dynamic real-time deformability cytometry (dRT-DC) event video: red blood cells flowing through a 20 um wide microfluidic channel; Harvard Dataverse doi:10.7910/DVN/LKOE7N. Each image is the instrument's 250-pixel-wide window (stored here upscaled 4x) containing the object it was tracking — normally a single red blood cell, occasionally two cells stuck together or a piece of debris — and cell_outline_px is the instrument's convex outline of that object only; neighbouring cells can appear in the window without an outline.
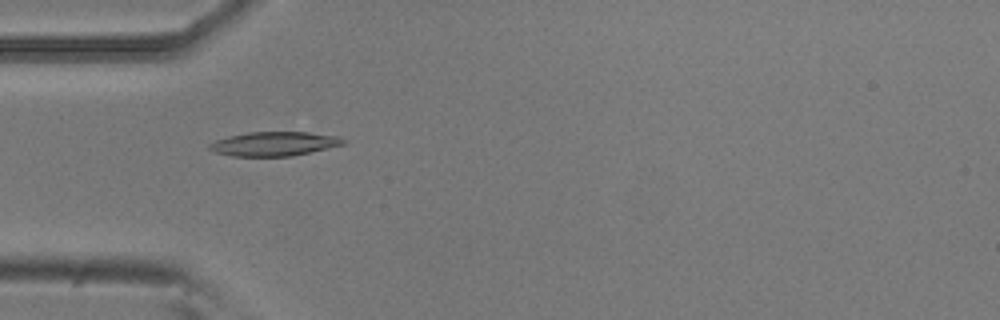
{"species": "common noctule bat (a hibernating species)", "species_latin": "Nyctalus noctula", "temperature_condition": "room temperature", "stored_images_in_passage": 49, "camera_frame_rate_fps": 3000, "um_per_image_px": 0.085, "animal": {"sex": "male", "body_mass_g": 20.5, "forearm_length_mm": 52.5}, "frame": {"image": 1, "passage_image": 12, "time_ms": 3.667, "image_size_px": [1000, 320], "cell_outline_px": [[348, 140], [344, 144], [292, 156], [232, 156], [216, 152], [208, 148], [208, 144], [216, 140], [228, 136], [248, 132], [308, 132], [340, 136]], "centroid_in_image_um": [23.33, 12.21], "position_along_channel_um": 61.7, "area_um2": 18.84}}
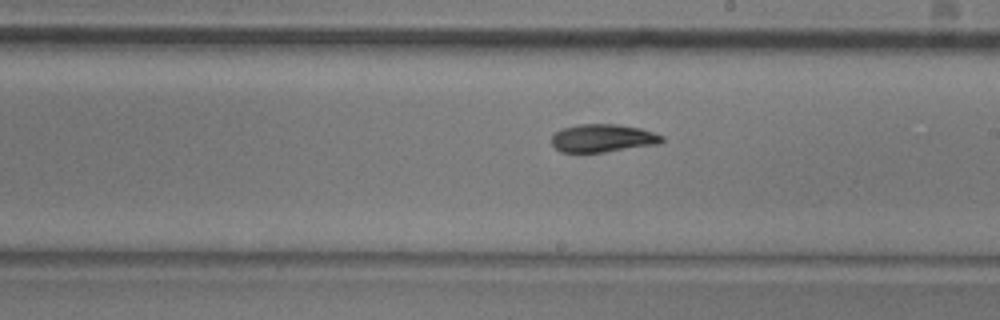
{"frame": {"image": 2, "passage_image": 26, "time_ms": 8.333, "image_size_px": [1000, 320], "cell_outline_px": [[664, 140], [656, 144], [604, 152], [560, 152], [552, 144], [552, 136], [556, 132], [564, 128], [580, 124], [620, 124], [640, 128], [664, 136]], "centroid_in_image_um": [51.23, 11.74], "position_along_channel_um": 237.8, "area_um2": 17.8}}
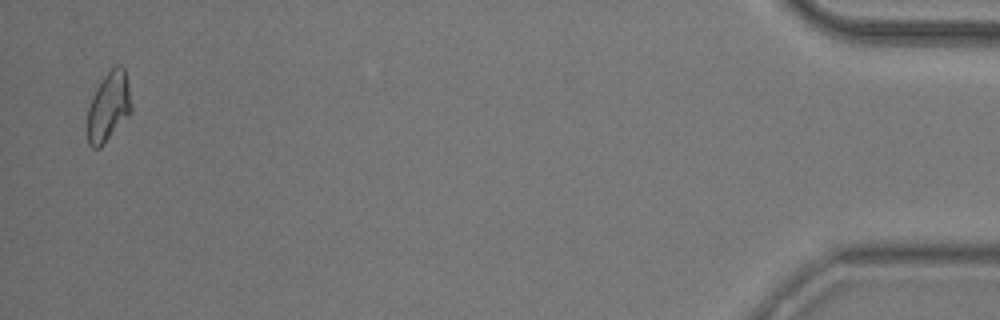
{"frame": {"image": 3, "passage_image": 48, "time_ms": 15.667, "image_size_px": [1000, 320], "cell_outline_px": [[132, 112], [104, 144], [100, 148], [92, 148], [88, 144], [88, 108], [92, 96], [96, 88], [104, 76], [116, 64], [120, 64], [124, 68], [128, 84], [132, 108]], "centroid_in_image_um": [9.24, 9.08], "position_along_channel_um": 426.0, "area_um2": 17.74}, "authors_computed_cell_mechanics": {"area_um2": 18.0336, "velocity_mm_per_s": 3.7873, "shape_relaxation_time_tau1_ms": 4.0056, "shape_relaxation_time_tau2_ms": 6.0231, "deformation_change_tau1": 0.1349, "deformation_change_tau2": 0.0966}}